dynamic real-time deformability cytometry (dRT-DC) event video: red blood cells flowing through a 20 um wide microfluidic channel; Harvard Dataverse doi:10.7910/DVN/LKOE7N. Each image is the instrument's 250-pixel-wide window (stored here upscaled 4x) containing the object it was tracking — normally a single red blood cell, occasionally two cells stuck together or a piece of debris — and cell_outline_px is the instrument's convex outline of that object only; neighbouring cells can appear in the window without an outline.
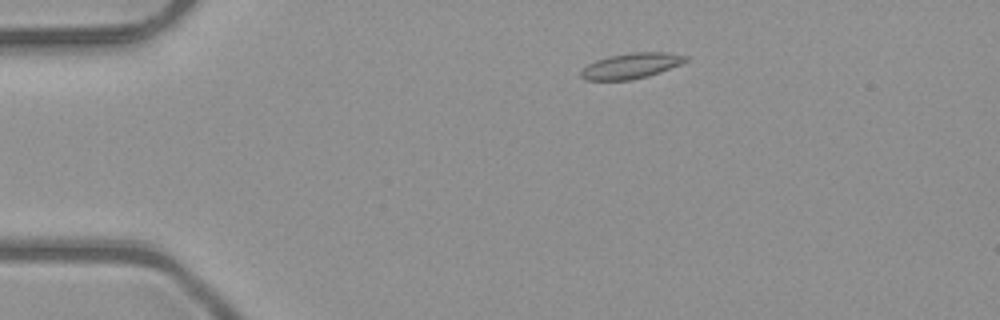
{"species": "common noctule bat (a hibernating species)", "species_latin": "Nyctalus noctula", "temperature_condition": "room temperature", "stored_images_in_passage": 5, "camera_frame_rate_fps": 3000, "um_per_image_px": 0.085, "animal": {"sex": "male", "body_mass_g": 23.1, "forearm_length_mm": 52.7}, "frame": {"image": 1, "passage_image": 2, "time_ms": 0.333, "image_size_px": [1000, 320], "cell_outline_px": [[688, 60], [680, 64], [660, 72], [648, 76], [628, 80], [584, 80], [580, 76], [580, 72], [588, 64], [596, 60], [608, 56], [628, 52], [668, 52], [688, 56]], "centroid_in_image_um": [53.64, 5.58], "position_along_channel_um": 31.4, "area_um2": 15.61}}
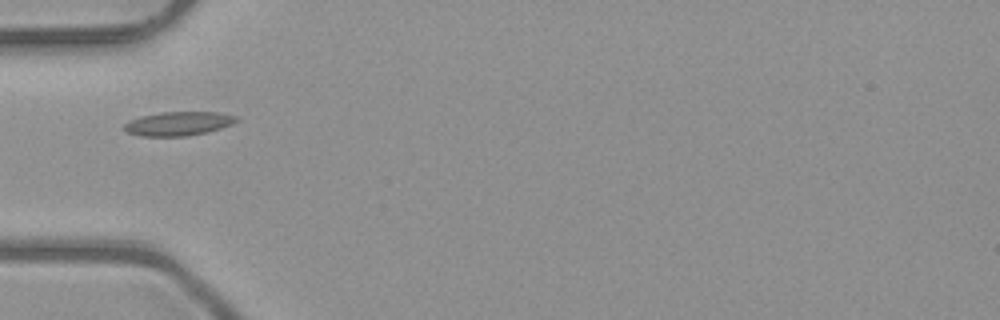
{"frame": {"image": 2, "passage_image": 4, "time_ms": 1.0, "image_size_px": [1000, 320], "cell_outline_px": [[240, 120], [232, 124], [208, 132], [188, 136], [140, 136], [128, 132], [124, 128], [124, 124], [128, 120], [140, 116], [160, 112], [220, 112], [240, 116]], "centroid_in_image_um": [15.2, 10.5], "position_along_channel_um": 69.8, "area_um2": 15.9}}
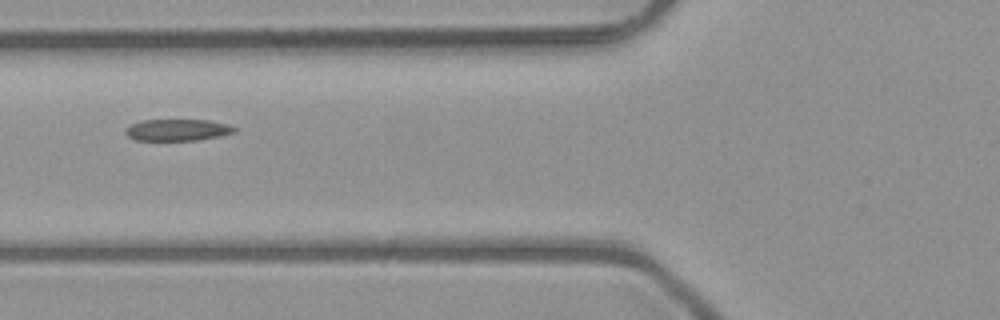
{"frame": {"image": 3, "passage_image": 5, "time_ms": 1.333, "image_size_px": [1000, 320], "cell_outline_px": [[236, 132], [220, 136], [196, 140], [136, 140], [128, 136], [124, 132], [124, 128], [140, 120], [208, 120], [228, 124], [236, 128]], "centroid_in_image_um": [15.07, 11.04], "position_along_channel_um": 110.7, "area_um2": 13.76}}